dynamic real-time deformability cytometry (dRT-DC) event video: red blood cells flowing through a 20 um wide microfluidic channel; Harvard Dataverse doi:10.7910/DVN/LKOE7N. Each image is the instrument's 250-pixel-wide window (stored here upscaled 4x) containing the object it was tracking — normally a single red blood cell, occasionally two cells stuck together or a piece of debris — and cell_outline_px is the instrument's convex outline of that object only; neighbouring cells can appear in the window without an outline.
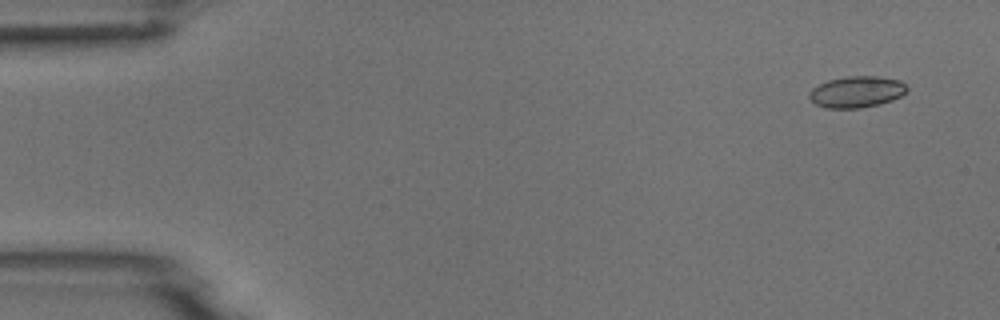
{"species": "common noctule bat (a hibernating species)", "species_latin": "Nyctalus noctula", "temperature_condition": "room temperature", "stored_images_in_passage": 6, "camera_frame_rate_fps": 3000, "um_per_image_px": 0.085, "animal": {"sex": "male", "body_mass_g": 18.8}, "frame": {"image": 1, "passage_image": 1, "time_ms": 0.0, "image_size_px": [1000, 320], "cell_outline_px": [[908, 88], [900, 96], [892, 100], [880, 104], [860, 108], [828, 108], [816, 104], [808, 96], [808, 92], [812, 88], [828, 80], [848, 76], [876, 76], [900, 80]], "centroid_in_image_um": [72.8, 7.8], "position_along_channel_um": 12.2, "area_um2": 17.74}}
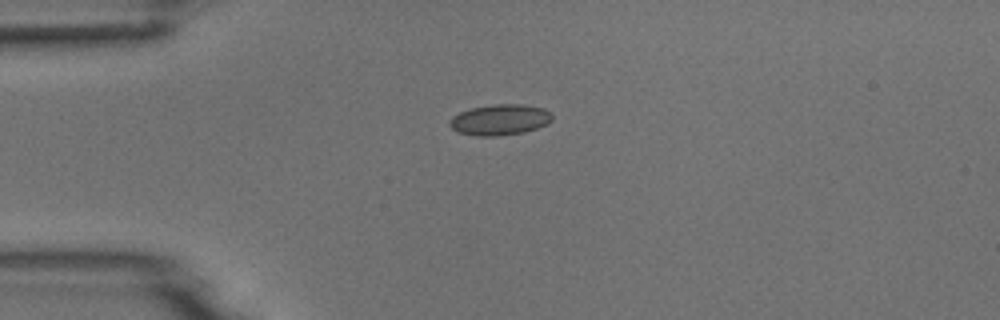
{"frame": {"image": 2, "passage_image": 4, "time_ms": 1.0, "image_size_px": [1000, 320], "cell_outline_px": [[552, 120], [548, 124], [524, 132], [496, 136], [476, 136], [460, 132], [452, 128], [448, 124], [448, 120], [452, 116], [460, 112], [472, 108], [496, 104], [524, 104], [544, 108], [552, 112]], "centroid_in_image_um": [42.51, 10.17], "position_along_channel_um": 42.5, "area_um2": 18.5}}